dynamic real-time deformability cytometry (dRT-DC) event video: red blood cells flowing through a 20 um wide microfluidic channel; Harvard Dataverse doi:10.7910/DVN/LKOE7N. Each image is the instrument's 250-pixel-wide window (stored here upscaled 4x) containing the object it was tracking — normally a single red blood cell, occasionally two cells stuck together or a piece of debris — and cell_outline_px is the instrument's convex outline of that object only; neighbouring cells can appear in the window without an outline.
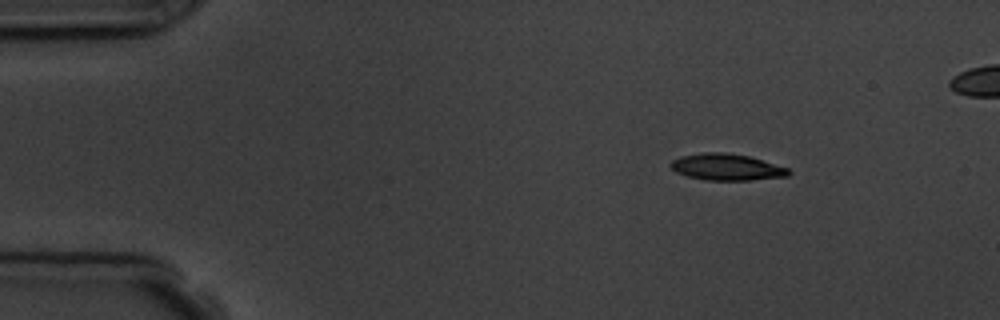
{"species": "common noctule bat (a hibernating species)", "species_latin": "Nyctalus noctula", "temperature_condition": "room temperature", "stored_images_in_passage": 4, "camera_frame_rate_fps": 3000, "um_per_image_px": 0.085, "animal": {"sex": "male", "body_mass_g": 19.5, "forearm_length_mm": 54.6}, "frame": {"image": 1, "passage_image": 1, "time_ms": 0.0, "image_size_px": [1000, 320], "cell_outline_px": [[792, 172], [788, 176], [752, 180], [704, 180], [688, 176], [676, 172], [668, 164], [672, 160], [680, 156], [704, 152], [724, 152], [748, 156], [788, 168]], "centroid_in_image_um": [61.75, 14.2], "position_along_channel_um": 23.3, "area_um2": 18.21}}